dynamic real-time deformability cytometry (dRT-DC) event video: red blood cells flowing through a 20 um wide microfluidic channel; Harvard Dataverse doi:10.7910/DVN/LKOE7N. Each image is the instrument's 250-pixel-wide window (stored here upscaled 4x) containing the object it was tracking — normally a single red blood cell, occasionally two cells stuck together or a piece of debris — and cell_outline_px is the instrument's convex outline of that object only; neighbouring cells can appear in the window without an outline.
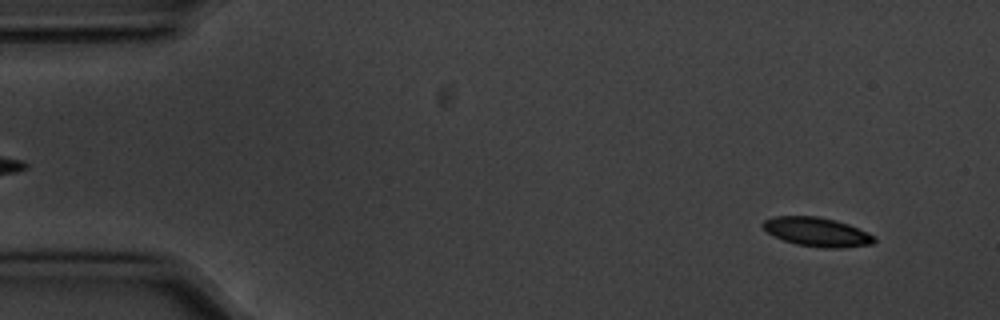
{"species": "common noctule bat (a hibernating species)", "species_latin": "Nyctalus noctula", "temperature_condition": "cold", "stored_images_in_passage": 55, "camera_frame_rate_fps": 3000, "um_per_image_px": 0.085, "animal": {"sex": "male", "body_mass_g": 20.1, "forearm_length_mm": 53.5}, "frame": {"image": 1, "passage_image": 4, "time_ms": 1.0, "image_size_px": [1000, 320], "cell_outline_px": [[876, 240], [872, 244], [840, 248], [824, 248], [796, 244], [784, 240], [768, 232], [764, 228], [764, 220], [776, 216], [816, 216], [836, 220], [848, 224], [868, 232], [876, 236]], "centroid_in_image_um": [69.5, 19.71], "position_along_channel_um": 15.5, "area_um2": 18.67}}
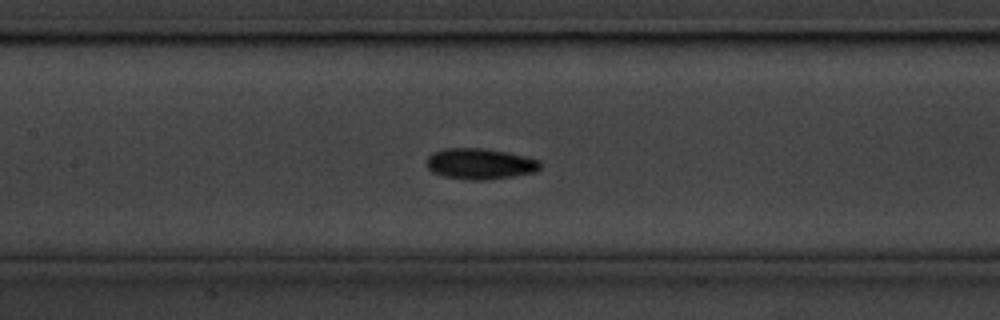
{"frame": {"image": 2, "passage_image": 25, "time_ms": 8.0, "image_size_px": [1000, 320], "cell_outline_px": [[540, 168], [536, 172], [512, 176], [484, 180], [468, 180], [444, 176], [432, 172], [428, 168], [428, 156], [432, 152], [444, 148], [480, 148], [508, 152], [540, 160]], "centroid_in_image_um": [40.8, 13.92], "position_along_channel_um": 166.6, "area_um2": 20.4}}
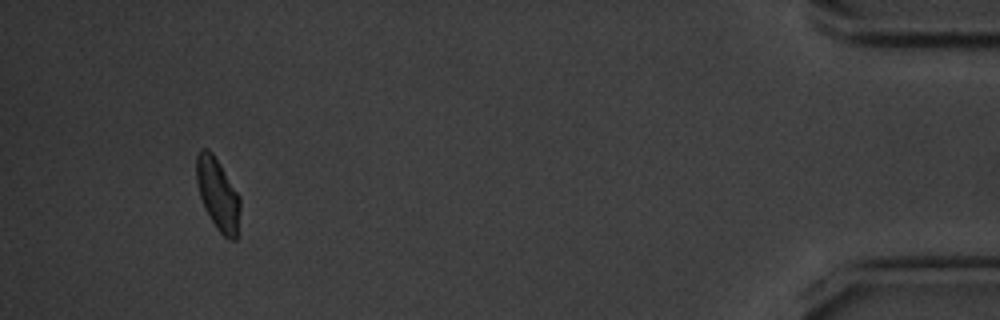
{"frame": {"image": 3, "passage_image": 52, "time_ms": 17.0, "image_size_px": [1000, 320], "cell_outline_px": [[240, 208], [236, 240], [228, 240], [216, 228], [204, 208], [200, 196], [196, 180], [196, 156], [200, 148], [208, 148], [212, 152], [220, 164], [240, 196]], "centroid_in_image_um": [18.51, 16.49], "position_along_channel_um": 416.7, "area_um2": 18.38}, "authors_computed_cell_mechanics": {"area_um2": 19.074, "velocity_mm_per_s": 3.5522, "shape_relaxation_time_tau1_ms": 2.5658, "shape_relaxation_time_tau2_ms": 5.2164, "deformation_change_tau1": 0.0824, "deformation_change_tau2": 0.0892}}